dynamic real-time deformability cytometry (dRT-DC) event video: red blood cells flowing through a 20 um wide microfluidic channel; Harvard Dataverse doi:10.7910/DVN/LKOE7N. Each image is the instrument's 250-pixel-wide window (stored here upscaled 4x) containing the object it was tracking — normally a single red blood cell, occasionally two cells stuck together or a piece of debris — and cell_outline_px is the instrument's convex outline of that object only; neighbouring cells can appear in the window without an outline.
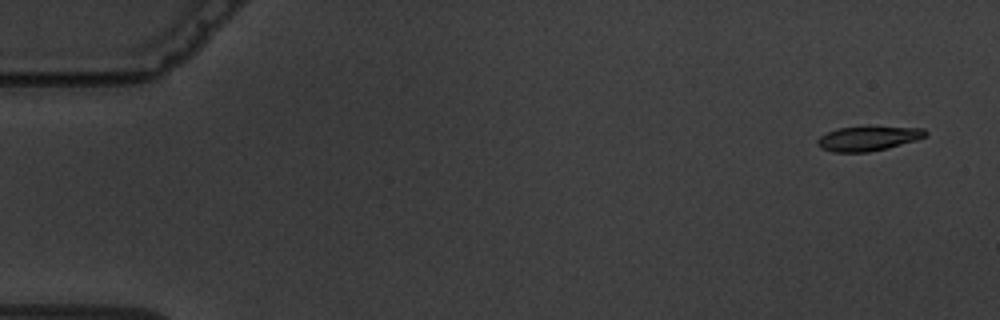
{"species": "common noctule bat (a hibernating species)", "species_latin": "Nyctalus noctula", "temperature_condition": "warm", "stored_images_in_passage": 4, "camera_frame_rate_fps": 3000, "um_per_image_px": 0.085, "animal": {"sex": "male", "body_mass_g": 19.5, "forearm_length_mm": 54.6}, "frame": {"image": 1, "passage_image": 1, "time_ms": 0.0, "image_size_px": [1000, 320], "cell_outline_px": [[928, 136], [916, 140], [888, 148], [868, 152], [832, 152], [820, 148], [816, 144], [816, 140], [820, 136], [836, 128], [924, 128], [928, 132]], "centroid_in_image_um": [73.76, 11.8], "position_along_channel_um": 11.2, "area_um2": 15.14}}